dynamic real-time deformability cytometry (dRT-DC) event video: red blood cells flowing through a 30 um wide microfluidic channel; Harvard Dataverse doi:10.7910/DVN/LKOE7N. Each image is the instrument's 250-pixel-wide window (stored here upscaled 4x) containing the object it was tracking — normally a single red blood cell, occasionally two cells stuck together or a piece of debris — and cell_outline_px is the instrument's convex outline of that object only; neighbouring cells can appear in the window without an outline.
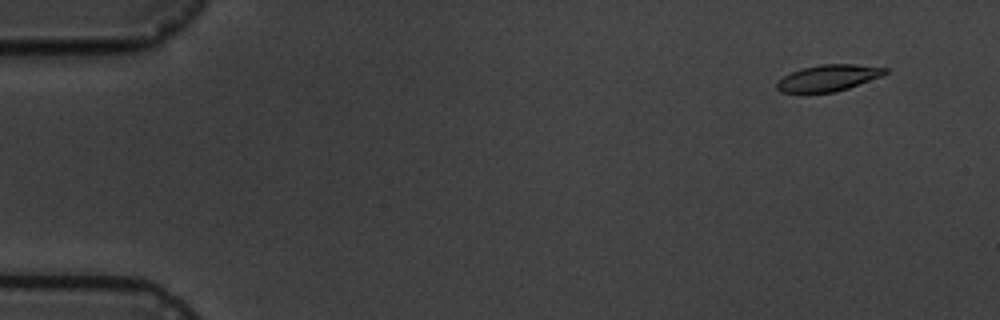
{"species": "common noctule bat (a hibernating species)", "species_latin": "Nyctalus noctula", "temperature_condition": "cold", "stored_images_in_passage": 5, "camera_frame_rate_fps": 3000, "um_per_image_px": 0.085, "animal": {"sex": "male", "body_mass_g": 19.5, "forearm_length_mm": 54.6}, "frame": {"image": 1, "passage_image": 1, "time_ms": 0.0, "image_size_px": [1000, 320], "cell_outline_px": [[888, 72], [880, 76], [848, 88], [836, 92], [780, 92], [776, 88], [776, 80], [792, 72], [804, 68], [820, 64], [856, 64], [888, 68]], "centroid_in_image_um": [70.39, 6.62], "position_along_channel_um": 14.6, "area_um2": 16.47}}